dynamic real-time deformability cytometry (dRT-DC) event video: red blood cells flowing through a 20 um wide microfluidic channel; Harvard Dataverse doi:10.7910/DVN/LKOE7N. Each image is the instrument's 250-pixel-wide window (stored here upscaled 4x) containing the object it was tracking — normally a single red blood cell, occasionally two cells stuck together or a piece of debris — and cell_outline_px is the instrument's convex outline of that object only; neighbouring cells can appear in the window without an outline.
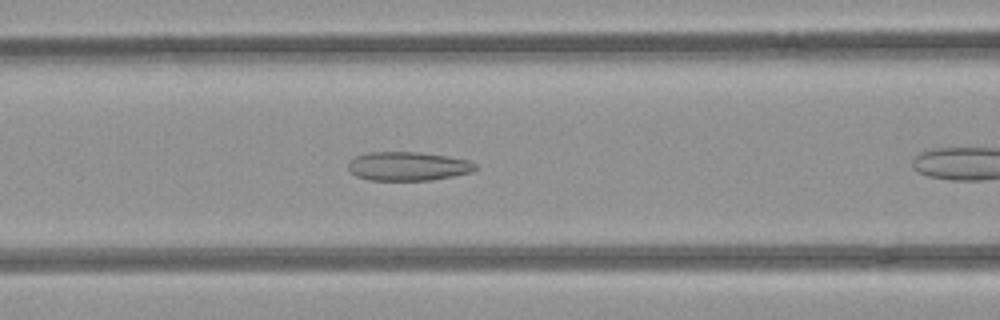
{"species": "common noctule bat (a hibernating species)", "species_latin": "Nyctalus noctula", "temperature_condition": "room temperature", "stored_images_in_passage": 22, "camera_frame_rate_fps": 3000, "um_per_image_px": 0.085, "animal": {"sex": "female", "body_mass_g": 21.9}, "frame": {"image": 1, "passage_image": 8, "time_ms": 2.333, "image_size_px": [1000, 320], "cell_outline_px": [[476, 168], [472, 172], [432, 180], [368, 180], [356, 176], [348, 172], [348, 160], [356, 156], [368, 152], [420, 152], [448, 156], [468, 160], [476, 164]], "centroid_in_image_um": [34.63, 14.13], "position_along_channel_um": 132.0, "area_um2": 21.56}}
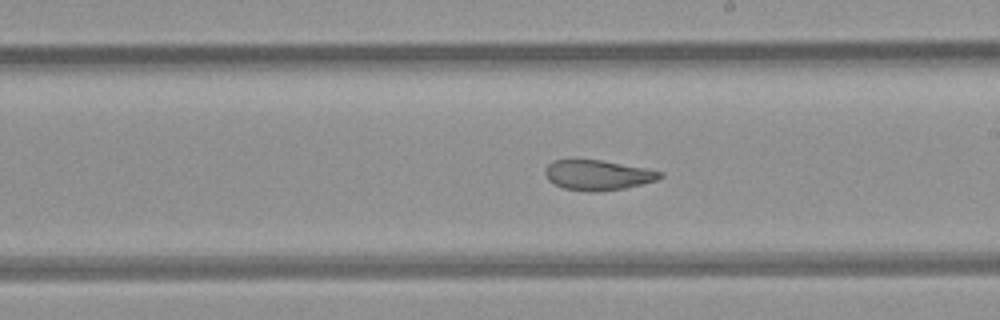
{"frame": {"image": 2, "passage_image": 16, "time_ms": 5.0, "image_size_px": [1000, 320], "cell_outline_px": [[664, 176], [656, 180], [624, 188], [592, 192], [588, 192], [564, 188], [548, 180], [544, 172], [544, 168], [552, 160], [600, 160], [644, 168], [664, 172]], "centroid_in_image_um": [50.79, 14.88], "position_along_channel_um": 238.2, "area_um2": 19.94}}
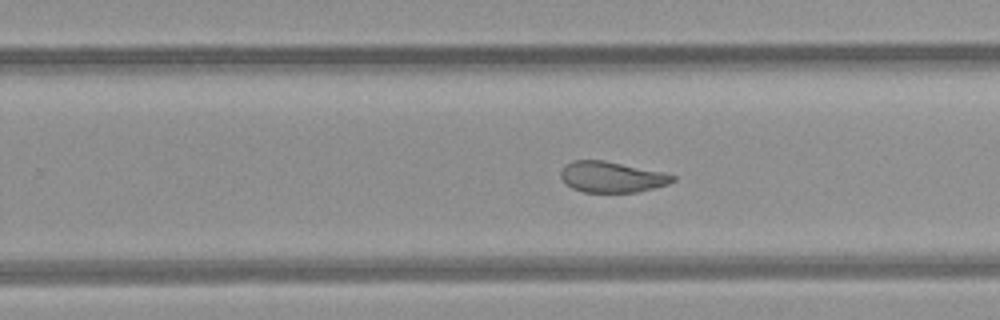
{"frame": {"image": 3, "passage_image": 19, "time_ms": 6.0, "image_size_px": [1000, 320], "cell_outline_px": [[676, 180], [668, 184], [636, 192], [584, 192], [572, 188], [560, 176], [560, 172], [564, 164], [572, 160], [604, 160], [664, 172], [676, 176]], "centroid_in_image_um": [52.0, 15.03], "position_along_channel_um": 277.8, "area_um2": 20.11}}